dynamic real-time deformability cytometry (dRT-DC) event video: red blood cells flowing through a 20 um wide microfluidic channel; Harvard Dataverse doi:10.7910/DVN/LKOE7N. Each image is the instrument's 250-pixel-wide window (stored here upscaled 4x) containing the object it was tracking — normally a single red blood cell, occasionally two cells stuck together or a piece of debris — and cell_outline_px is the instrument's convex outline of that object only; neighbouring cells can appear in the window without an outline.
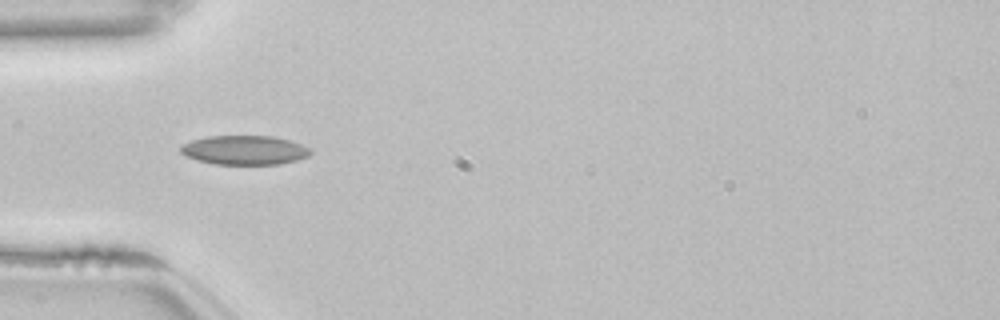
{"species": "common noctule bat (a hibernating species)", "species_latin": "Nyctalus noctula", "temperature_condition": "room temperature", "stored_images_in_passage": 51, "camera_frame_rate_fps": 3000, "um_per_image_px": 0.085, "animal": {"sex": "female", "body_mass_g": 22.7, "forearm_length_mm": 54.2}, "frame": {"image": 1, "passage_image": 15, "time_ms": 4.667, "image_size_px": [1000, 320], "cell_outline_px": [[312, 152], [308, 156], [296, 160], [280, 164], [216, 164], [196, 160], [180, 152], [180, 148], [184, 144], [192, 140], [208, 136], [272, 136], [288, 140], [312, 148]], "centroid_in_image_um": [20.81, 12.76], "position_along_channel_um": 64.2, "area_um2": 21.96}, "authors_computed_cell_mechanics": {"area_um2": 21.097, "velocity_mm_per_s": 3.857, "shape_relaxation_time_tau1_ms": null, "shape_relaxation_time_tau2_ms": 2.9676, "deformation_change_tau1": null, "deformation_change_tau2": 0.0934}}